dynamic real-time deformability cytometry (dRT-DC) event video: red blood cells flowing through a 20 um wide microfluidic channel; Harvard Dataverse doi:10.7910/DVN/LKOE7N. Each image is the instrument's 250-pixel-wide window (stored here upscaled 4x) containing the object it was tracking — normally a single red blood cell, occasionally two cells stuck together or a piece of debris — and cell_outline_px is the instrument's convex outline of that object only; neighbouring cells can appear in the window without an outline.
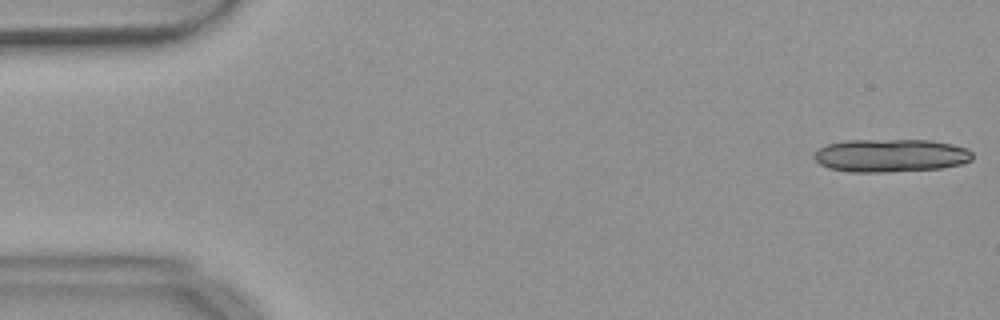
{"species": "common noctule bat (a hibernating species)", "species_latin": "Nyctalus noctula", "temperature_condition": "warm", "stored_images_in_passage": 18, "camera_frame_rate_fps": 3000, "um_per_image_px": 0.085, "animal": {"sex": "female", "body_mass_g": 18.4}, "frame": {"image": 1, "passage_image": 1, "time_ms": 0.0, "image_size_px": [1000, 320], "cell_outline_px": [[972, 160], [960, 164], [944, 168], [888, 172], [848, 172], [828, 168], [820, 164], [812, 156], [820, 148], [828, 144], [844, 140], [932, 140], [952, 144], [968, 148], [972, 152]], "centroid_in_image_um": [75.72, 13.22], "position_along_channel_um": 9.3, "area_um2": 30.75}}